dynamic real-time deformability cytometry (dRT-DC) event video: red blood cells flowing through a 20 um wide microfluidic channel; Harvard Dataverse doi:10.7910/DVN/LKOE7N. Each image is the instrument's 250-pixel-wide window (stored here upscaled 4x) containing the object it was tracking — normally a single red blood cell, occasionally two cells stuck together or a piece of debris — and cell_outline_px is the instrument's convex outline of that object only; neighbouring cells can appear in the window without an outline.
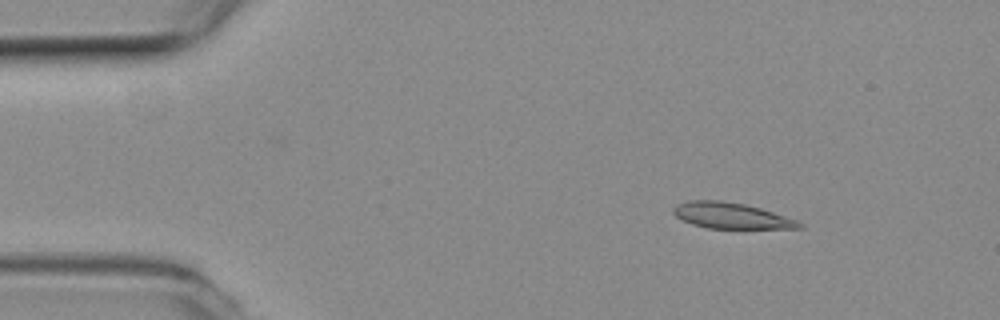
{"species": "common noctule bat (a hibernating species)", "species_latin": "Nyctalus noctula", "temperature_condition": "room temperature", "stored_images_in_passage": 8, "camera_frame_rate_fps": 3000, "um_per_image_px": 0.085, "animal": {"sex": "female", "body_mass_g": 19.3, "forearm_length_mm": 54.1}, "frame": {"image": 1, "passage_image": 1, "time_ms": 0.0, "image_size_px": [1000, 320], "cell_outline_px": [[804, 228], [708, 228], [692, 224], [676, 216], [672, 212], [672, 208], [676, 204], [688, 200], [720, 200], [744, 204], [760, 208], [796, 220], [804, 224]], "centroid_in_image_um": [62.12, 18.32], "position_along_channel_um": 22.9, "area_um2": 18.84}}
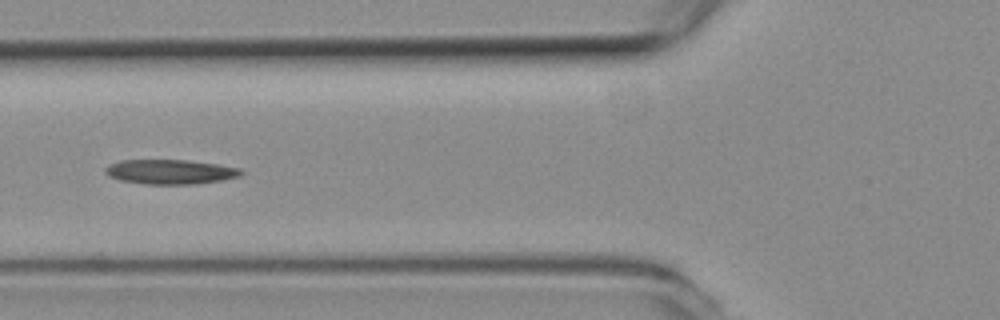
{"frame": {"image": 2, "passage_image": 4, "time_ms": 1.0, "image_size_px": [1000, 320], "cell_outline_px": [[244, 172], [240, 176], [220, 180], [196, 184], [144, 184], [120, 180], [108, 176], [104, 172], [104, 168], [108, 164], [120, 160], [184, 160], [216, 164], [240, 168]], "centroid_in_image_um": [14.42, 14.6], "position_along_channel_um": 111.4, "area_um2": 19.48}}
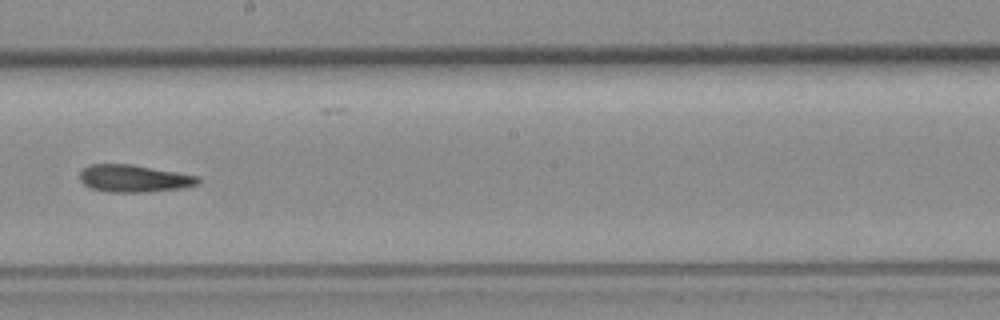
{"frame": {"image": 3, "passage_image": 7, "time_ms": 2.0, "image_size_px": [1000, 320], "cell_outline_px": [[200, 180], [196, 184], [180, 188], [148, 192], [108, 192], [92, 188], [84, 184], [80, 180], [80, 172], [84, 168], [92, 164], [132, 164], [200, 176]], "centroid_in_image_um": [11.39, 15.16], "position_along_channel_um": 236.8, "area_um2": 18.73}}